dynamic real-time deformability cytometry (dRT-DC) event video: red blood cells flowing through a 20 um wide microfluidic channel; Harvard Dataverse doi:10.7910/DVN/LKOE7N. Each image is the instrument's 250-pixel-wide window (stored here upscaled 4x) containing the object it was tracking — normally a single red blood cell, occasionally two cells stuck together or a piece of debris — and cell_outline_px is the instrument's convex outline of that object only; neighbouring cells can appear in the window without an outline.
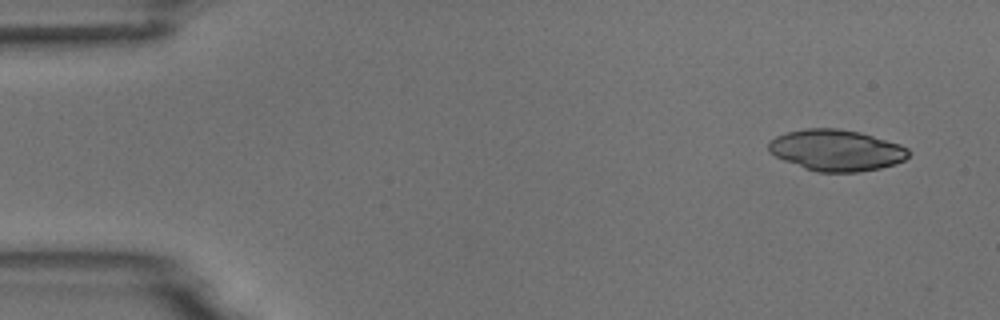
{"species": "common noctule bat (a hibernating species)", "species_latin": "Nyctalus noctula", "temperature_condition": "room temperature", "stored_images_in_passage": 4, "camera_frame_rate_fps": 3000, "um_per_image_px": 0.085, "animal": {"sex": "male", "body_mass_g": 18.8}, "frame": {"image": 1, "passage_image": 1, "time_ms": 0.0, "image_size_px": [1000, 320], "cell_outline_px": [[912, 152], [904, 160], [880, 168], [856, 172], [816, 172], [804, 168], [784, 160], [768, 152], [768, 140], [776, 136], [788, 132], [804, 128], [840, 128], [860, 132], [900, 144], [908, 148]], "centroid_in_image_um": [71.07, 12.76], "position_along_channel_um": 13.9, "area_um2": 33.76}}